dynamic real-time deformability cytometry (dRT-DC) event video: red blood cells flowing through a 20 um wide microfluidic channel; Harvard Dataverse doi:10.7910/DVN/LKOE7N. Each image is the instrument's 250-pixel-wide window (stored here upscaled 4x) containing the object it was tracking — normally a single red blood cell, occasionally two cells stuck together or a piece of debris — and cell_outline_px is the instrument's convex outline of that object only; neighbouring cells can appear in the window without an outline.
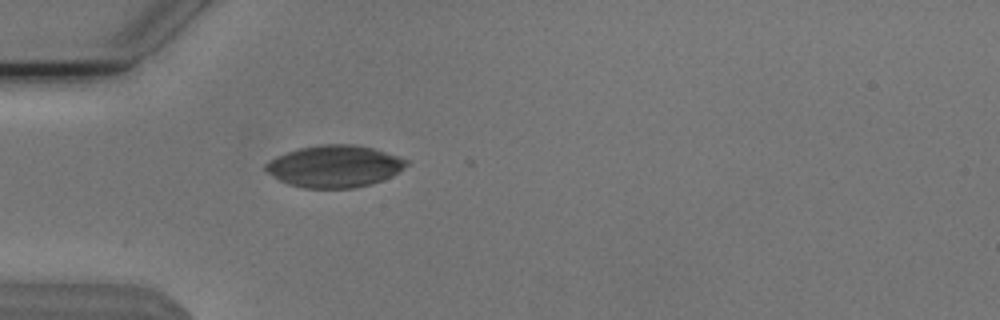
{"species": "Egyptian fruit bat (a non-hibernating species)", "species_latin": "Rousettus aegyptiacus", "temperature_condition": "cold", "stored_images_in_passage": 35, "camera_frame_rate_fps": 3000, "um_per_image_px": 0.085, "animal": {"sex": "male"}, "frame": {"image": 1, "passage_image": 5, "time_ms": 1.333, "image_size_px": [1000, 320], "cell_outline_px": [[412, 160], [400, 172], [392, 176], [372, 184], [352, 188], [304, 188], [288, 184], [280, 180], [268, 172], [264, 168], [264, 164], [268, 160], [276, 156], [300, 148], [324, 144], [352, 144], [372, 148], [400, 156]], "centroid_in_image_um": [28.48, 14.13], "position_along_channel_um": 56.5, "area_um2": 34.56}}
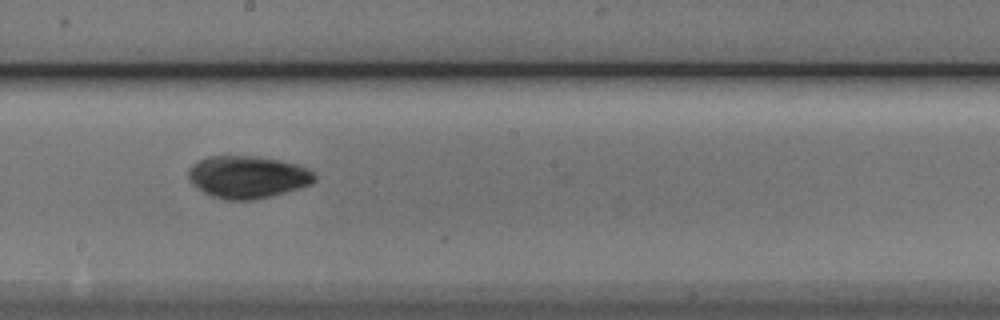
{"frame": {"image": 2, "passage_image": 19, "time_ms": 6.0, "image_size_px": [1000, 320], "cell_outline_px": [[316, 180], [312, 184], [300, 188], [272, 196], [252, 200], [224, 200], [212, 196], [204, 192], [192, 184], [188, 180], [188, 172], [192, 164], [208, 156], [256, 156], [280, 160], [296, 164], [308, 168], [316, 176]], "centroid_in_image_um": [21.05, 15.05], "position_along_channel_um": 227.1, "area_um2": 31.33}}
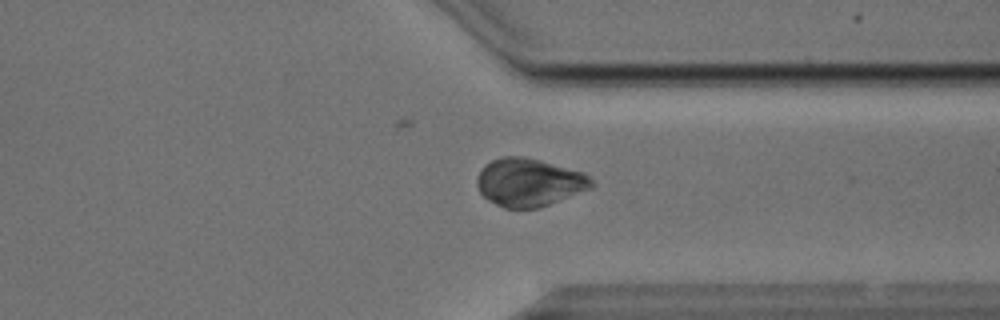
{"frame": {"image": 3, "passage_image": 30, "time_ms": 9.667, "image_size_px": [1000, 320], "cell_outline_px": [[596, 184], [592, 188], [540, 208], [504, 208], [488, 200], [480, 192], [476, 184], [476, 180], [484, 164], [492, 160], [504, 156], [524, 156], [540, 160], [584, 172]], "centroid_in_image_um": [44.99, 15.5], "position_along_channel_um": 366.4, "area_um2": 32.19}}